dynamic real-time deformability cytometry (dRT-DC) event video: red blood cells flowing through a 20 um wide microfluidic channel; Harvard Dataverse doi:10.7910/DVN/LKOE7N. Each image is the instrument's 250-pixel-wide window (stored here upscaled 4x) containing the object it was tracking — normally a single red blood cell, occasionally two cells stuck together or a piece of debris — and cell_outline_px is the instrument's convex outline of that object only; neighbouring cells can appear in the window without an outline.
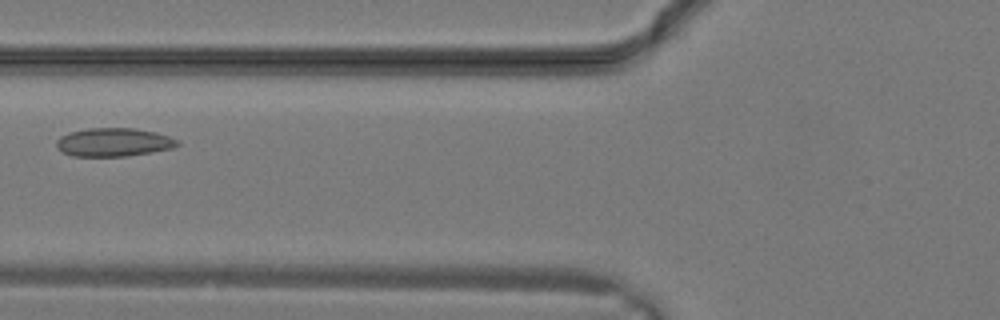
{"species": "common noctule bat (a hibernating species)", "species_latin": "Nyctalus noctula", "temperature_condition": "warm", "stored_images_in_passage": 14, "camera_frame_rate_fps": 3000, "um_per_image_px": 0.085, "animal": {"sex": "male", "body_mass_g": 19.2, "forearm_length_mm": 51.8}, "frame": {"image": 1, "passage_image": 10, "time_ms": 3.0, "image_size_px": [1000, 320], "cell_outline_px": [[180, 144], [172, 148], [152, 152], [128, 156], [72, 156], [60, 152], [56, 148], [56, 140], [60, 136], [68, 132], [88, 128], [132, 128], [156, 132], [168, 136], [176, 140]], "centroid_in_image_um": [9.6, 12.09], "position_along_channel_um": 116.2, "area_um2": 20.17}}
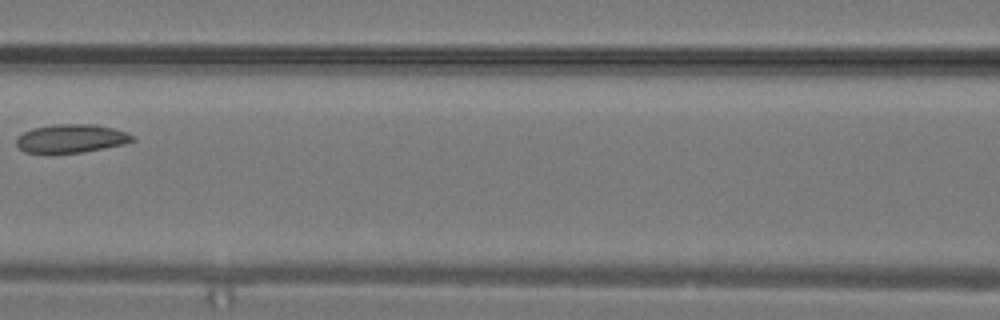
{"frame": {"image": 2, "passage_image": 12, "time_ms": 3.667, "image_size_px": [1000, 320], "cell_outline_px": [[136, 140], [124, 144], [104, 148], [80, 152], [24, 152], [16, 144], [16, 136], [32, 128], [52, 124], [96, 124], [128, 132]], "centroid_in_image_um": [6.05, 11.75], "position_along_channel_um": 160.5, "area_um2": 19.13}}
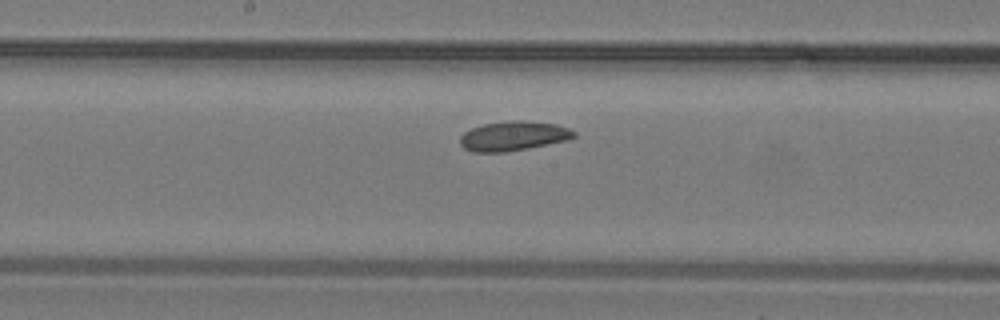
{"frame": {"image": 3, "passage_image": 14, "time_ms": 4.333, "image_size_px": [1000, 320], "cell_outline_px": [[576, 136], [568, 140], [528, 148], [504, 152], [472, 152], [464, 148], [460, 144], [460, 136], [464, 132], [472, 128], [484, 124], [508, 120], [524, 120], [556, 124], [568, 128], [576, 132]], "centroid_in_image_um": [43.64, 11.55], "position_along_channel_um": 204.6, "area_um2": 19.65}}